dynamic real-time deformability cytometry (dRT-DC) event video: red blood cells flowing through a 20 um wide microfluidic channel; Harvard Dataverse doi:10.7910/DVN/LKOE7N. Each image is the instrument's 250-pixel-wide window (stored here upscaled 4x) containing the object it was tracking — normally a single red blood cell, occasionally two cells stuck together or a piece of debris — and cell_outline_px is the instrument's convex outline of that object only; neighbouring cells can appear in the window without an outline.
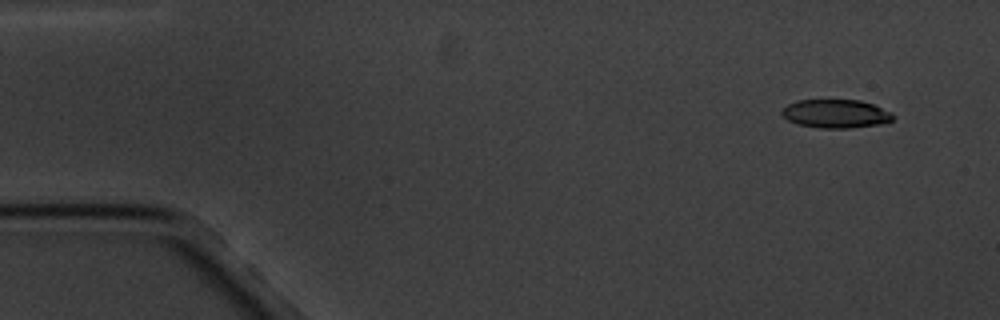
{"species": "common noctule bat (a hibernating species)", "species_latin": "Nyctalus noctula", "temperature_condition": "cold", "stored_images_in_passage": 10, "camera_frame_rate_fps": 3000, "um_per_image_px": 0.085, "animal": {"sex": "male", "body_mass_g": 20.1, "forearm_length_mm": 53.5}, "frame": {"image": 1, "passage_image": 1, "time_ms": 0.0, "image_size_px": [1000, 320], "cell_outline_px": [[896, 116], [892, 120], [880, 124], [848, 128], [820, 128], [796, 124], [788, 120], [780, 112], [788, 104], [796, 100], [860, 100], [872, 104], [892, 112]], "centroid_in_image_um": [71.04, 9.66], "position_along_channel_um": 14.0, "area_um2": 18.5}}
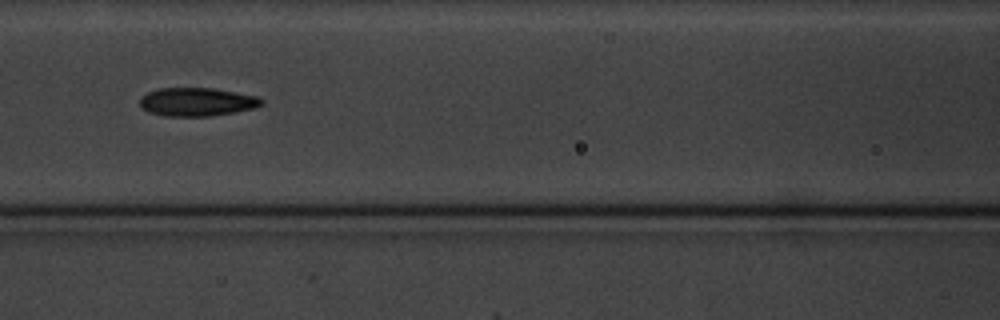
{"frame": {"image": 2, "passage_image": 7, "time_ms": 7.0, "image_size_px": [1000, 320], "cell_outline_px": [[264, 104], [256, 108], [236, 112], [212, 116], [164, 116], [148, 112], [140, 104], [140, 96], [148, 92], [160, 88], [212, 88], [236, 92], [256, 96], [264, 100]], "centroid_in_image_um": [16.77, 8.66], "position_along_channel_um": 149.8, "area_um2": 20.29}}
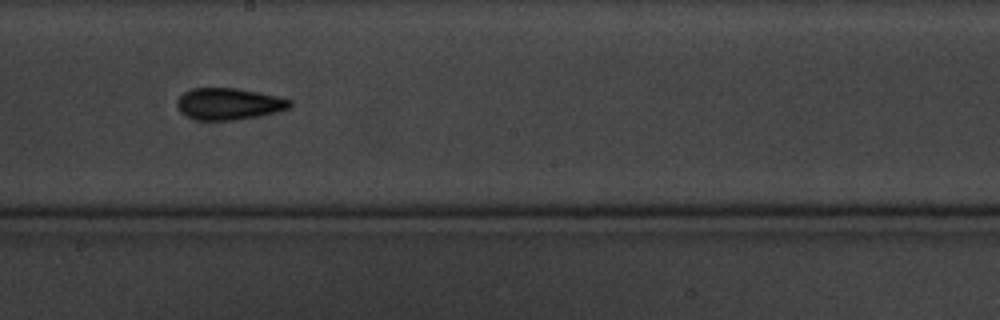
{"frame": {"image": 3, "passage_image": 9, "time_ms": 9.333, "image_size_px": [1000, 320], "cell_outline_px": [[292, 104], [288, 108], [276, 112], [260, 116], [236, 120], [200, 120], [188, 116], [180, 112], [176, 104], [176, 100], [184, 92], [192, 88], [236, 88], [280, 96], [292, 100]], "centroid_in_image_um": [19.46, 8.82], "position_along_channel_um": 228.7, "area_um2": 20.92}}